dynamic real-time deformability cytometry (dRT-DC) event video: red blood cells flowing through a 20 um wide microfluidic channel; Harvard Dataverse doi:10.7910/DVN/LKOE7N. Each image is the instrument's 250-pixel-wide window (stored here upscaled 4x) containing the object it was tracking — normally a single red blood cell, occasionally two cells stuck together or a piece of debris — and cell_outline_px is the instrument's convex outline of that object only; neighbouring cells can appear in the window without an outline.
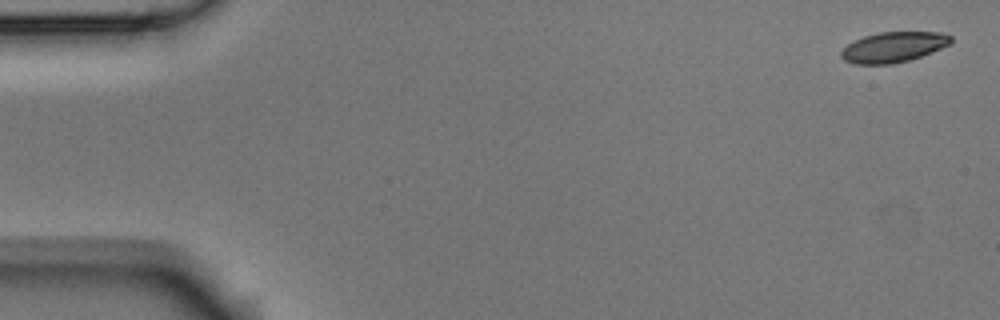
{"species": "Egyptian fruit bat (a non-hibernating species)", "species_latin": "Rousettus aegyptiacus", "temperature_condition": "room temperature", "stored_images_in_passage": 5, "camera_frame_rate_fps": 3000, "um_per_image_px": 0.085, "animal": {"sex": "male"}, "frame": {"image": 1, "passage_image": 1, "time_ms": 0.0, "image_size_px": [1000, 320], "cell_outline_px": [[952, 44], [932, 52], [908, 60], [892, 64], [856, 64], [844, 60], [840, 56], [840, 52], [848, 44], [864, 36], [880, 32], [940, 32], [952, 36]], "centroid_in_image_um": [75.97, 4.0], "position_along_channel_um": 9.0, "area_um2": 19.36}}
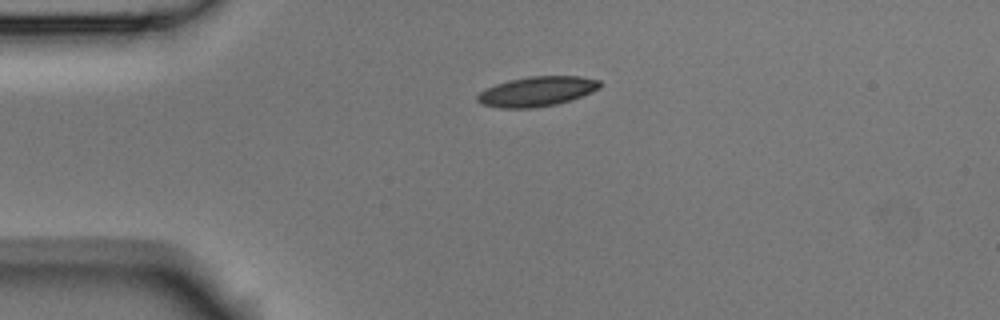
{"frame": {"image": 2, "passage_image": 4, "time_ms": 1.0, "image_size_px": [1000, 320], "cell_outline_px": [[600, 88], [592, 92], [572, 100], [556, 104], [532, 108], [500, 108], [480, 104], [476, 100], [476, 96], [480, 92], [496, 84], [508, 80], [528, 76], [580, 76], [600, 80]], "centroid_in_image_um": [45.64, 7.77], "position_along_channel_um": 39.4, "area_um2": 21.39}}